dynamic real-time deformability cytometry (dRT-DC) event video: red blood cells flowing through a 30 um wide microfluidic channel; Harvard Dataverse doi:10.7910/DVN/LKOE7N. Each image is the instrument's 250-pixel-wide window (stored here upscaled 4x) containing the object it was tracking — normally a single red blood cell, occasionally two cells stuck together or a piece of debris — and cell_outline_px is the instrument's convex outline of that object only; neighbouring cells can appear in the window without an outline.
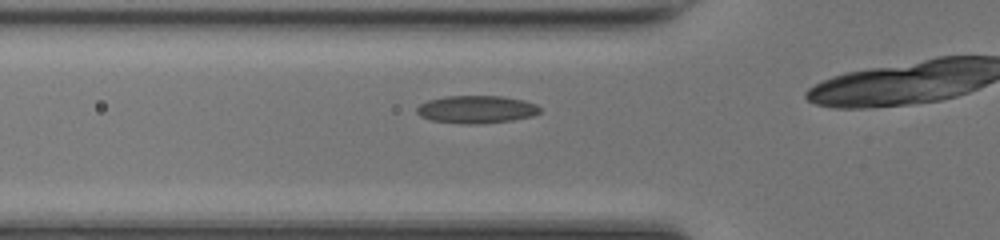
{"species": "common noctule bat (a hibernating species)", "species_latin": "Nyctalus noctula", "temperature_condition": "room temperature", "stored_images_in_passage": 26, "camera_frame_rate_fps": 3000, "um_per_image_px": 0.085, "animal": {"sex": "female", "body_mass_g": 17.0, "forearm_length_mm": 48.0}, "frame": {"image": 1, "passage_image": 4, "time_ms": 1.0, "image_size_px": [1000, 240], "cell_outline_px": [[540, 112], [532, 116], [512, 120], [480, 124], [468, 124], [432, 120], [420, 116], [416, 112], [416, 108], [420, 104], [428, 100], [444, 96], [500, 96], [524, 100], [536, 104], [540, 108]], "centroid_in_image_um": [40.49, 9.29], "position_along_channel_um": 85.3, "area_um2": 19.83}}
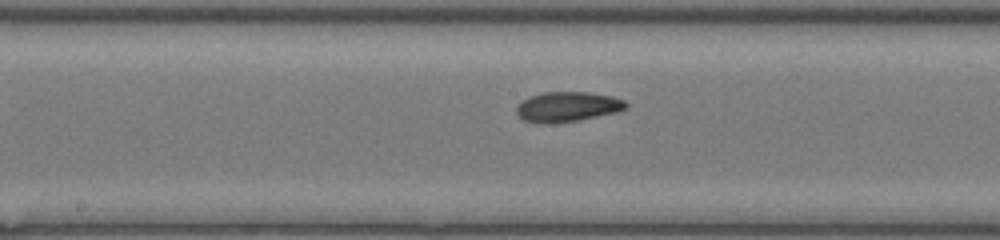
{"frame": {"image": 2, "passage_image": 12, "time_ms": 3.667, "image_size_px": [1000, 240], "cell_outline_px": [[628, 108], [616, 112], [576, 120], [524, 120], [516, 112], [516, 104], [520, 100], [528, 96], [544, 92], [588, 92], [612, 96], [624, 100], [628, 104]], "centroid_in_image_um": [48.27, 9.0], "position_along_channel_um": 199.9, "area_um2": 18.38}}
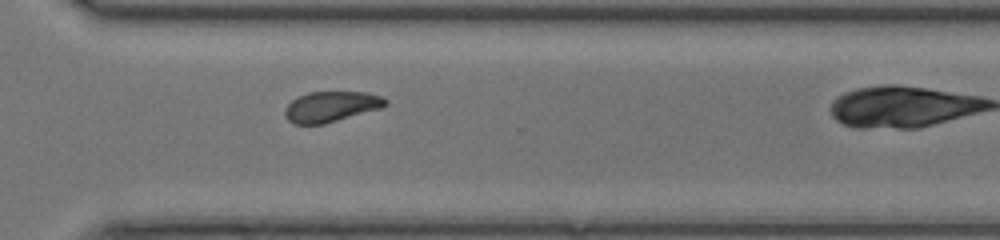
{"frame": {"image": 3, "passage_image": 22, "time_ms": 7.0, "image_size_px": [1000, 240], "cell_outline_px": [[388, 104], [380, 108], [324, 124], [292, 124], [284, 116], [284, 108], [292, 100], [308, 92], [368, 92], [380, 96], [388, 100]], "centroid_in_image_um": [28.12, 9.06], "position_along_channel_um": 342.5, "area_um2": 17.86}}